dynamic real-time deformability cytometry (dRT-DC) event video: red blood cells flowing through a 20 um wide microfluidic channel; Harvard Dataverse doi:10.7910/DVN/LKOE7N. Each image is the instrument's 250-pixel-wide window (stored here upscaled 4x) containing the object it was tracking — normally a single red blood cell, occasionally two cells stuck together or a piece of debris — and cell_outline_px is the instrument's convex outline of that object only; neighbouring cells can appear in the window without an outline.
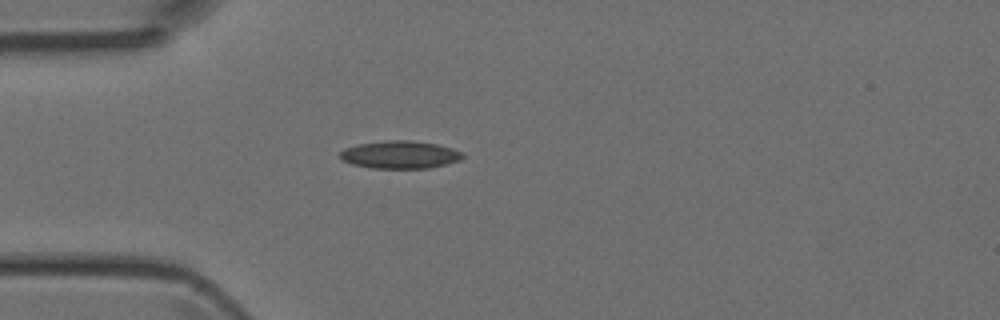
{"species": "Egyptian fruit bat (a non-hibernating species)", "species_latin": "Rousettus aegyptiacus", "temperature_condition": "room temperature", "stored_images_in_passage": 35, "camera_frame_rate_fps": 3000, "um_per_image_px": 0.085, "animal": {"sex": "female"}, "frame": {"image": 1, "passage_image": 1, "time_ms": 0.0, "image_size_px": [1000, 320], "cell_outline_px": [[464, 156], [460, 160], [428, 168], [372, 168], [352, 164], [340, 160], [340, 152], [344, 148], [356, 144], [388, 140], [412, 140], [436, 144], [452, 148], [464, 152]], "centroid_in_image_um": [33.97, 13.14], "position_along_channel_um": 51.0, "area_um2": 19.88}}
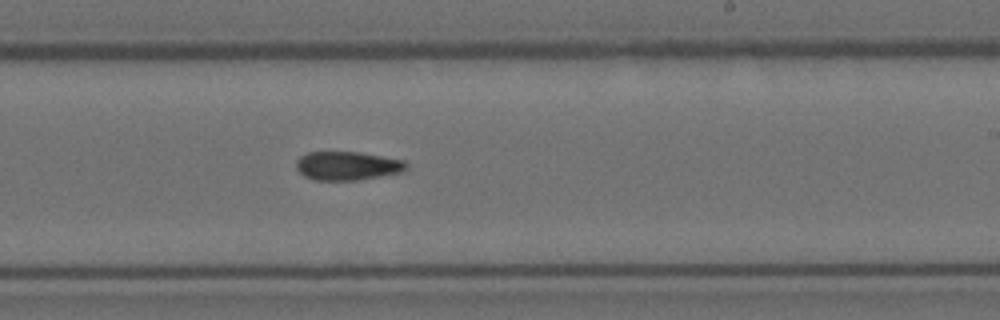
{"frame": {"image": 2, "passage_image": 16, "time_ms": 5.0, "image_size_px": [1000, 320], "cell_outline_px": [[408, 168], [400, 172], [356, 180], [316, 180], [304, 176], [296, 168], [296, 160], [300, 156], [308, 152], [356, 152], [404, 160], [408, 164]], "centroid_in_image_um": [29.49, 14.09], "position_along_channel_um": 259.5, "area_um2": 18.21}}
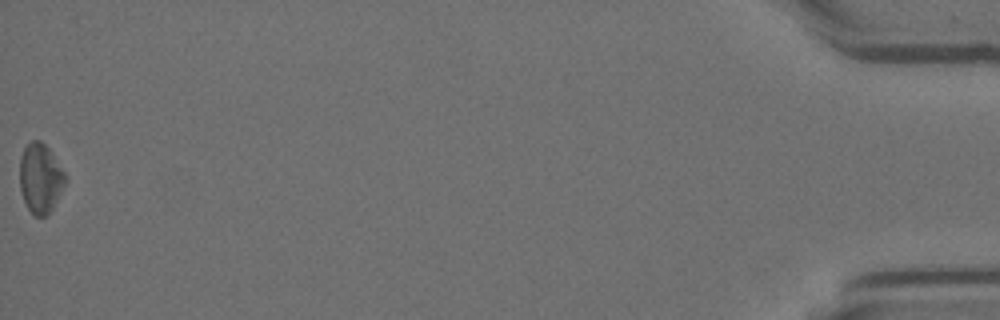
{"frame": {"image": 3, "passage_image": 35, "time_ms": 11.333, "image_size_px": [1000, 320], "cell_outline_px": [[68, 180], [52, 208], [44, 216], [36, 216], [28, 208], [24, 200], [20, 188], [20, 156], [24, 148], [32, 140], [40, 140], [48, 148], [68, 176]], "centroid_in_image_um": [3.45, 15.13], "position_along_channel_um": 431.7, "area_um2": 18.38}}